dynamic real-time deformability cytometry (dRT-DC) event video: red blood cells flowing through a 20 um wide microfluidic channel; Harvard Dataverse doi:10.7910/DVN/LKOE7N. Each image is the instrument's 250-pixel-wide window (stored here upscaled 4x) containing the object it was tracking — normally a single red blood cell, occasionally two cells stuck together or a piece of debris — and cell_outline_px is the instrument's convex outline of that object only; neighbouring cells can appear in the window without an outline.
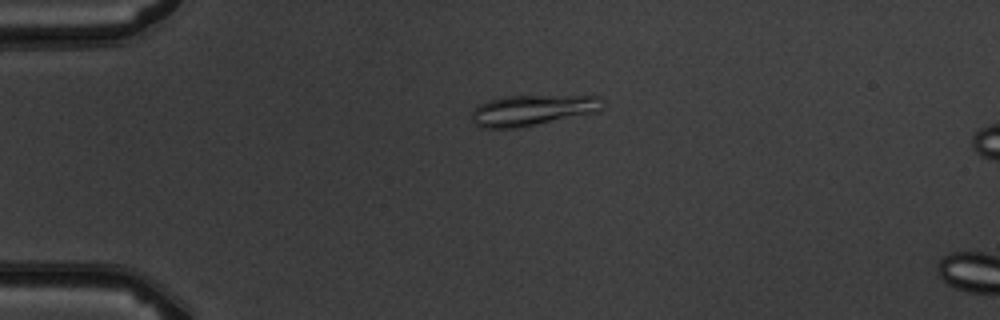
{"species": "common noctule bat (a hibernating species)", "species_latin": "Nyctalus noctula", "temperature_condition": "warm", "stored_images_in_passage": 4, "camera_frame_rate_fps": 3000, "um_per_image_px": 0.085, "animal": {"sex": "male", "body_mass_g": 19.5, "forearm_length_mm": 54.6}, "frame": {"image": 1, "passage_image": 2, "time_ms": 1.333, "image_size_px": [1000, 320], "cell_outline_px": [[604, 100], [600, 112], [520, 128], [480, 128], [472, 120], [472, 112], [480, 104], [488, 100], [500, 96], [600, 96]], "centroid_in_image_um": [45.29, 9.37], "position_along_channel_um": 39.7, "area_um2": 23.76}}